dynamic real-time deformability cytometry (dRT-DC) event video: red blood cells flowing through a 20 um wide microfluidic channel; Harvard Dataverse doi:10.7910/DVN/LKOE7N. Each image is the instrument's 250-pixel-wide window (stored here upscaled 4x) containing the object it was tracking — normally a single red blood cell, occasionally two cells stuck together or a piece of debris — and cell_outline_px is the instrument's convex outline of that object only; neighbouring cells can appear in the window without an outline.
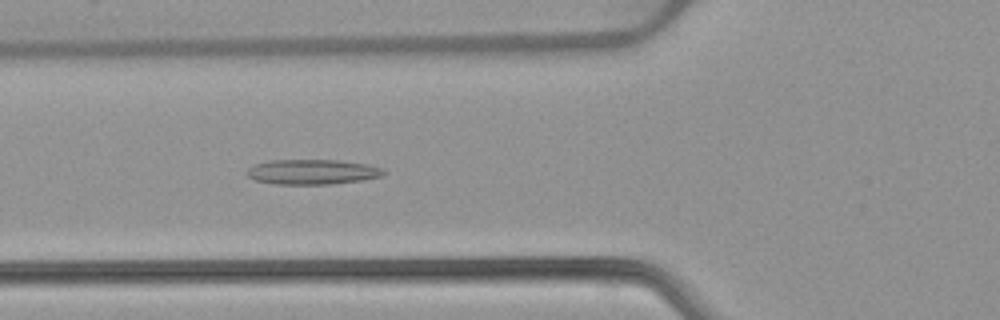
{"species": "common noctule bat (a hibernating species)", "species_latin": "Nyctalus noctula", "temperature_condition": "warm", "stored_images_in_passage": 51, "camera_frame_rate_fps": 3000, "um_per_image_px": 0.085, "animal": {"sex": "female", "body_mass_g": 22.7, "forearm_length_mm": 54.2}, "frame": {"image": 1, "passage_image": 18, "time_ms": 5.667, "image_size_px": [1000, 320], "cell_outline_px": [[388, 172], [384, 176], [364, 180], [332, 184], [276, 184], [256, 180], [248, 176], [244, 172], [252, 164], [268, 160], [336, 160], [368, 164], [384, 168]], "centroid_in_image_um": [26.58, 14.6], "position_along_channel_um": 99.2, "area_um2": 20.29}}
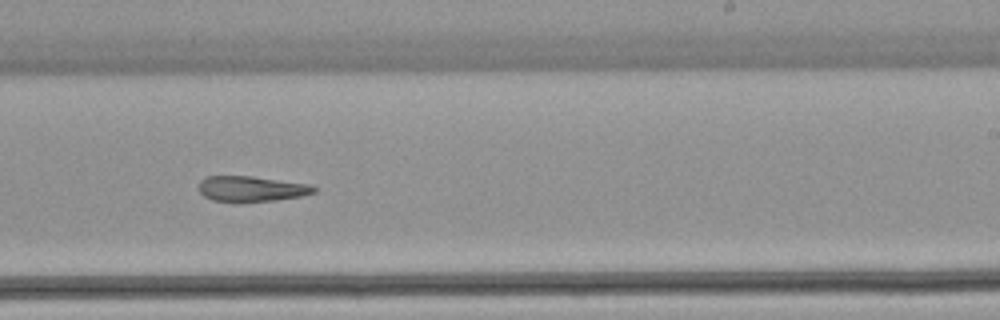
{"frame": {"image": 2, "passage_image": 31, "time_ms": 10.0, "image_size_px": [1000, 320], "cell_outline_px": [[316, 192], [304, 196], [276, 200], [212, 200], [204, 196], [200, 192], [200, 180], [204, 176], [252, 176], [312, 184], [316, 188]], "centroid_in_image_um": [21.43, 16.02], "position_along_channel_um": 267.6, "area_um2": 16.82}}
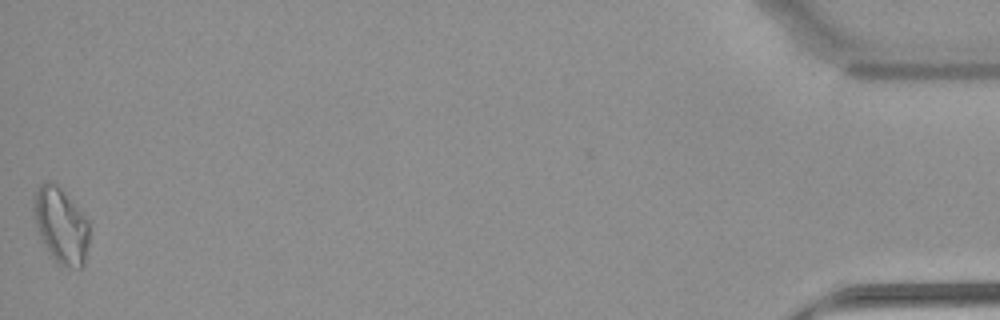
{"frame": {"image": 3, "passage_image": 51, "time_ms": 16.667, "image_size_px": [1000, 320], "cell_outline_px": [[88, 244], [84, 264], [80, 268], [72, 268], [60, 264], [48, 252], [36, 228], [32, 208], [32, 196], [40, 184], [44, 180], [48, 180], [56, 184], [60, 188], [88, 220]], "centroid_in_image_um": [5.14, 19.14], "position_along_channel_um": 430.1, "area_um2": 24.45}}